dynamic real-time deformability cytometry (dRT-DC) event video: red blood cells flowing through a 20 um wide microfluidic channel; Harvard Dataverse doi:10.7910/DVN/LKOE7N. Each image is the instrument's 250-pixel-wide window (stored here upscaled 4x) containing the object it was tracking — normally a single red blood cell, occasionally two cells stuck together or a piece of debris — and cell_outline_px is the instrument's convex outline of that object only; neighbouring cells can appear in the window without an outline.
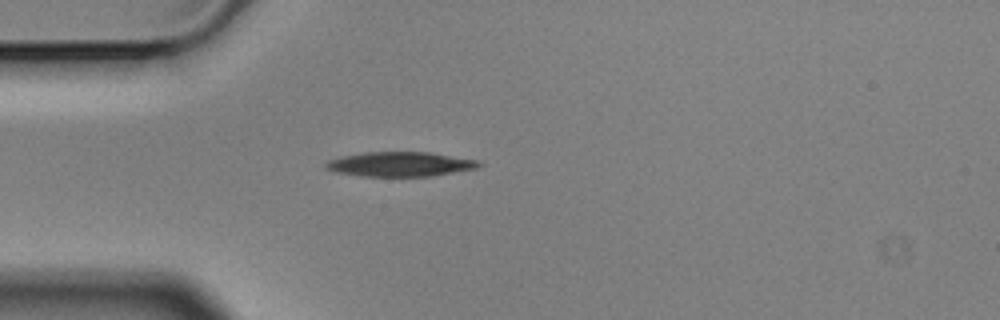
{"species": "Egyptian fruit bat (a non-hibernating species)", "species_latin": "Rousettus aegyptiacus", "temperature_condition": "cold", "stored_images_in_passage": 3, "camera_frame_rate_fps": 3000, "um_per_image_px": 0.085, "animal": {"sex": "male"}, "frame": {"image": 1, "passage_image": 3, "time_ms": 0.667, "image_size_px": [1000, 320], "cell_outline_px": [[484, 164], [476, 168], [432, 176], [360, 176], [336, 172], [324, 168], [324, 164], [328, 160], [340, 156], [364, 152], [428, 152], [480, 160]], "centroid_in_image_um": [34.0, 13.95], "position_along_channel_um": 51.0, "area_um2": 22.08}}